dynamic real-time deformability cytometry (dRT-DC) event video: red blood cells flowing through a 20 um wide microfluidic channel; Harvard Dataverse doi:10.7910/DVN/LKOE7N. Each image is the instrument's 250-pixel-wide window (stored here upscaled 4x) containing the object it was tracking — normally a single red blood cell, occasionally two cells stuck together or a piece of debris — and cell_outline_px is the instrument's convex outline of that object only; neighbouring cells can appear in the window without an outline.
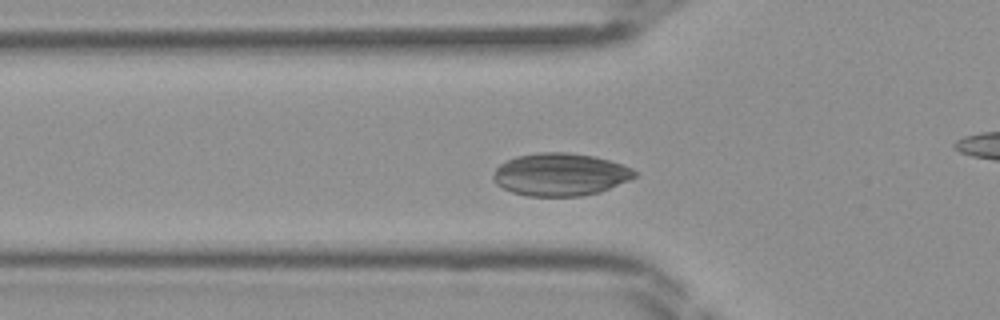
{"species": "Egyptian fruit bat (a non-hibernating species)", "species_latin": "Rousettus aegyptiacus", "temperature_condition": "room temperature", "stored_images_in_passage": 36, "camera_frame_rate_fps": 3000, "um_per_image_px": 0.085, "frame": {"image": 1, "passage_image": 5, "time_ms": 1.333, "image_size_px": [1000, 320], "cell_outline_px": [[640, 172], [632, 180], [600, 192], [580, 196], [528, 196], [512, 192], [496, 184], [492, 180], [492, 176], [496, 168], [500, 164], [516, 156], [536, 152], [568, 152], [596, 156], [632, 168]], "centroid_in_image_um": [47.65, 14.83], "position_along_channel_um": 78.1, "area_um2": 35.49}}
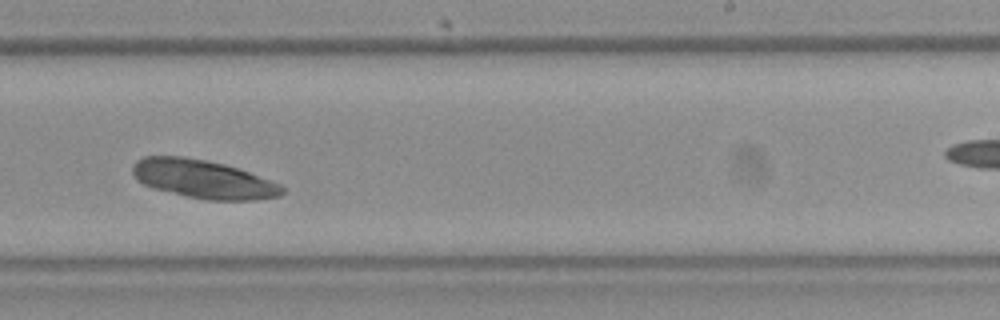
{"frame": {"image": 2, "passage_image": 18, "time_ms": 5.667, "image_size_px": [1000, 320], "cell_outline_px": [[284, 192], [280, 196], [252, 200], [208, 200], [188, 196], [152, 188], [136, 180], [132, 172], [132, 164], [136, 160], [144, 156], [184, 156], [208, 160], [224, 164], [248, 172], [280, 184], [284, 188]], "centroid_in_image_um": [17.23, 15.21], "position_along_channel_um": 271.8, "area_um2": 33.47}}
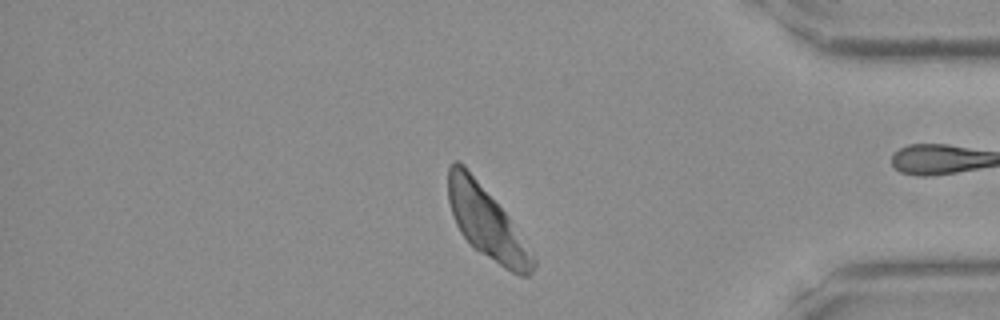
{"frame": {"image": 3, "passage_image": 28, "time_ms": 9.0, "image_size_px": [1000, 320], "cell_outline_px": [[536, 268], [528, 276], [520, 276], [504, 268], [480, 252], [460, 232], [456, 224], [448, 200], [448, 168], [456, 160], [464, 164], [508, 216], [536, 256]], "centroid_in_image_um": [41.4, 18.95], "position_along_channel_um": 393.8, "area_um2": 35.03}}